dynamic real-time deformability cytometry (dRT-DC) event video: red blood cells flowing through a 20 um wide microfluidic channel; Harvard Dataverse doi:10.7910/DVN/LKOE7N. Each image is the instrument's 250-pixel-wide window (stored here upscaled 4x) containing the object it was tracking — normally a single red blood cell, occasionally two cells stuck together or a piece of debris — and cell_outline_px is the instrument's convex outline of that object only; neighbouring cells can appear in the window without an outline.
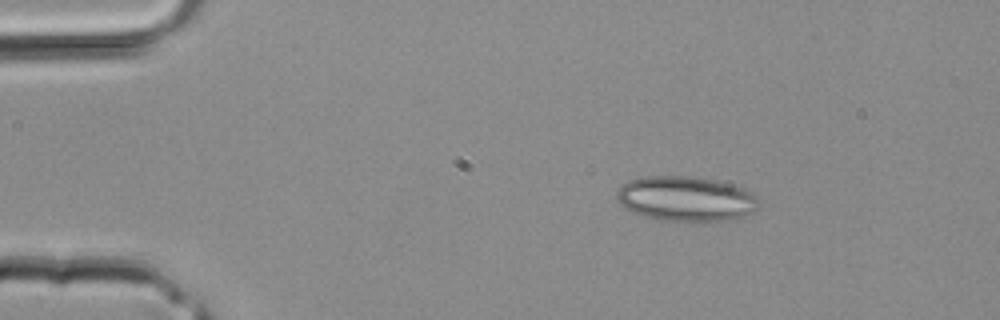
{"species": "common noctule bat (a hibernating species)", "species_latin": "Nyctalus noctula", "temperature_condition": "room temperature", "stored_images_in_passage": 3, "segment_of_instrument_passage": [1, 2], "camera_frame_rate_fps": 3000, "um_per_image_px": 0.085, "animal": {"sex": "male", "body_mass_g": 20.4}, "frame": {"image": 1, "passage_image": 1, "time_ms": 0.0, "image_size_px": [1000, 320], "cell_outline_px": [[760, 204], [756, 212], [736, 220], [712, 224], [692, 224], [660, 220], [644, 216], [632, 212], [624, 208], [616, 200], [616, 192], [620, 184], [628, 180], [644, 176], [688, 176], [712, 180], [732, 184], [744, 188], [752, 192], [760, 200]], "centroid_in_image_um": [58.35, 16.96], "position_along_channel_um": 26.6, "area_um2": 39.02}}